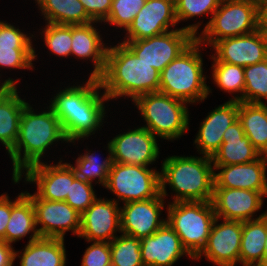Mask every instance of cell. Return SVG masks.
<instances>
[{
  "mask_svg": "<svg viewBox=\"0 0 267 266\" xmlns=\"http://www.w3.org/2000/svg\"><path fill=\"white\" fill-rule=\"evenodd\" d=\"M102 90L98 78L88 77L82 84L67 86L51 98L50 107L61 122L69 143L86 139L102 128L106 106L110 101Z\"/></svg>",
  "mask_w": 267,
  "mask_h": 266,
  "instance_id": "obj_1",
  "label": "cell"
},
{
  "mask_svg": "<svg viewBox=\"0 0 267 266\" xmlns=\"http://www.w3.org/2000/svg\"><path fill=\"white\" fill-rule=\"evenodd\" d=\"M98 80L109 100L128 97L133 102L141 95L159 92L160 72L119 41L108 46L105 68Z\"/></svg>",
  "mask_w": 267,
  "mask_h": 266,
  "instance_id": "obj_2",
  "label": "cell"
},
{
  "mask_svg": "<svg viewBox=\"0 0 267 266\" xmlns=\"http://www.w3.org/2000/svg\"><path fill=\"white\" fill-rule=\"evenodd\" d=\"M46 109L37 113L29 103L25 105L17 141L8 152L13 166L12 178L19 177L28 167L41 163L52 145L59 141L69 142L52 108L47 106Z\"/></svg>",
  "mask_w": 267,
  "mask_h": 266,
  "instance_id": "obj_3",
  "label": "cell"
},
{
  "mask_svg": "<svg viewBox=\"0 0 267 266\" xmlns=\"http://www.w3.org/2000/svg\"><path fill=\"white\" fill-rule=\"evenodd\" d=\"M160 172L161 195L168 196L166 186L176 193L173 202H210L214 191V166L208 156H168Z\"/></svg>",
  "mask_w": 267,
  "mask_h": 266,
  "instance_id": "obj_4",
  "label": "cell"
},
{
  "mask_svg": "<svg viewBox=\"0 0 267 266\" xmlns=\"http://www.w3.org/2000/svg\"><path fill=\"white\" fill-rule=\"evenodd\" d=\"M196 39L160 73L159 92L190 104L204 101L212 92L206 84L203 58Z\"/></svg>",
  "mask_w": 267,
  "mask_h": 266,
  "instance_id": "obj_5",
  "label": "cell"
},
{
  "mask_svg": "<svg viewBox=\"0 0 267 266\" xmlns=\"http://www.w3.org/2000/svg\"><path fill=\"white\" fill-rule=\"evenodd\" d=\"M169 203L166 207V222L180 237L182 246L195 259L205 248L212 225L217 218L213 203L212 201Z\"/></svg>",
  "mask_w": 267,
  "mask_h": 266,
  "instance_id": "obj_6",
  "label": "cell"
},
{
  "mask_svg": "<svg viewBox=\"0 0 267 266\" xmlns=\"http://www.w3.org/2000/svg\"><path fill=\"white\" fill-rule=\"evenodd\" d=\"M147 128L156 137L165 140L180 139L189 129L188 103L169 95L154 92L133 101Z\"/></svg>",
  "mask_w": 267,
  "mask_h": 266,
  "instance_id": "obj_7",
  "label": "cell"
},
{
  "mask_svg": "<svg viewBox=\"0 0 267 266\" xmlns=\"http://www.w3.org/2000/svg\"><path fill=\"white\" fill-rule=\"evenodd\" d=\"M258 6L250 2L222 0L196 39L212 47L217 41L253 33L259 29Z\"/></svg>",
  "mask_w": 267,
  "mask_h": 266,
  "instance_id": "obj_8",
  "label": "cell"
},
{
  "mask_svg": "<svg viewBox=\"0 0 267 266\" xmlns=\"http://www.w3.org/2000/svg\"><path fill=\"white\" fill-rule=\"evenodd\" d=\"M200 23L171 29L163 34L142 40H123L124 43L138 58L145 61L160 73L184 50H186L199 34Z\"/></svg>",
  "mask_w": 267,
  "mask_h": 266,
  "instance_id": "obj_9",
  "label": "cell"
},
{
  "mask_svg": "<svg viewBox=\"0 0 267 266\" xmlns=\"http://www.w3.org/2000/svg\"><path fill=\"white\" fill-rule=\"evenodd\" d=\"M105 188L117 196V203L152 199L161 194L160 171L113 162Z\"/></svg>",
  "mask_w": 267,
  "mask_h": 266,
  "instance_id": "obj_10",
  "label": "cell"
},
{
  "mask_svg": "<svg viewBox=\"0 0 267 266\" xmlns=\"http://www.w3.org/2000/svg\"><path fill=\"white\" fill-rule=\"evenodd\" d=\"M24 193L32 200L40 237L64 239L67 231L79 236L81 214L67 202L45 200L28 191Z\"/></svg>",
  "mask_w": 267,
  "mask_h": 266,
  "instance_id": "obj_11",
  "label": "cell"
},
{
  "mask_svg": "<svg viewBox=\"0 0 267 266\" xmlns=\"http://www.w3.org/2000/svg\"><path fill=\"white\" fill-rule=\"evenodd\" d=\"M55 164L47 162L37 163L28 167L19 177L12 178L14 184L20 183L22 176L24 182L36 184L35 194L42 199L51 201H65L70 194V182L76 178L73 169L68 162ZM26 172V173H25Z\"/></svg>",
  "mask_w": 267,
  "mask_h": 266,
  "instance_id": "obj_12",
  "label": "cell"
},
{
  "mask_svg": "<svg viewBox=\"0 0 267 266\" xmlns=\"http://www.w3.org/2000/svg\"><path fill=\"white\" fill-rule=\"evenodd\" d=\"M216 218L205 248L194 259L205 257L215 266H235L240 260L242 221Z\"/></svg>",
  "mask_w": 267,
  "mask_h": 266,
  "instance_id": "obj_13",
  "label": "cell"
},
{
  "mask_svg": "<svg viewBox=\"0 0 267 266\" xmlns=\"http://www.w3.org/2000/svg\"><path fill=\"white\" fill-rule=\"evenodd\" d=\"M109 143L113 162L120 164L148 167L160 153L156 136L143 126L118 134Z\"/></svg>",
  "mask_w": 267,
  "mask_h": 266,
  "instance_id": "obj_14",
  "label": "cell"
},
{
  "mask_svg": "<svg viewBox=\"0 0 267 266\" xmlns=\"http://www.w3.org/2000/svg\"><path fill=\"white\" fill-rule=\"evenodd\" d=\"M120 203L97 198L82 214L79 238L86 241L111 242L121 232Z\"/></svg>",
  "mask_w": 267,
  "mask_h": 266,
  "instance_id": "obj_15",
  "label": "cell"
},
{
  "mask_svg": "<svg viewBox=\"0 0 267 266\" xmlns=\"http://www.w3.org/2000/svg\"><path fill=\"white\" fill-rule=\"evenodd\" d=\"M164 197L124 203L120 207L121 233L141 240L152 235L166 223L160 219L164 207Z\"/></svg>",
  "mask_w": 267,
  "mask_h": 266,
  "instance_id": "obj_16",
  "label": "cell"
},
{
  "mask_svg": "<svg viewBox=\"0 0 267 266\" xmlns=\"http://www.w3.org/2000/svg\"><path fill=\"white\" fill-rule=\"evenodd\" d=\"M267 192L246 189L214 188L212 203L217 218L225 220L249 221L262 218L263 212L254 218L264 205Z\"/></svg>",
  "mask_w": 267,
  "mask_h": 266,
  "instance_id": "obj_17",
  "label": "cell"
},
{
  "mask_svg": "<svg viewBox=\"0 0 267 266\" xmlns=\"http://www.w3.org/2000/svg\"><path fill=\"white\" fill-rule=\"evenodd\" d=\"M176 24L175 0H146L126 30L124 40H142L160 35Z\"/></svg>",
  "mask_w": 267,
  "mask_h": 266,
  "instance_id": "obj_18",
  "label": "cell"
},
{
  "mask_svg": "<svg viewBox=\"0 0 267 266\" xmlns=\"http://www.w3.org/2000/svg\"><path fill=\"white\" fill-rule=\"evenodd\" d=\"M211 48L213 62H226L242 67L267 59L266 42L262 31L217 41Z\"/></svg>",
  "mask_w": 267,
  "mask_h": 266,
  "instance_id": "obj_19",
  "label": "cell"
},
{
  "mask_svg": "<svg viewBox=\"0 0 267 266\" xmlns=\"http://www.w3.org/2000/svg\"><path fill=\"white\" fill-rule=\"evenodd\" d=\"M213 166L214 188L267 192V156L261 155L255 161L245 164Z\"/></svg>",
  "mask_w": 267,
  "mask_h": 266,
  "instance_id": "obj_20",
  "label": "cell"
},
{
  "mask_svg": "<svg viewBox=\"0 0 267 266\" xmlns=\"http://www.w3.org/2000/svg\"><path fill=\"white\" fill-rule=\"evenodd\" d=\"M237 120L238 101L228 100L209 112L194 140L198 153L212 158L223 142V133Z\"/></svg>",
  "mask_w": 267,
  "mask_h": 266,
  "instance_id": "obj_21",
  "label": "cell"
},
{
  "mask_svg": "<svg viewBox=\"0 0 267 266\" xmlns=\"http://www.w3.org/2000/svg\"><path fill=\"white\" fill-rule=\"evenodd\" d=\"M140 250L143 266H173L184 255L193 260L167 222L140 240Z\"/></svg>",
  "mask_w": 267,
  "mask_h": 266,
  "instance_id": "obj_22",
  "label": "cell"
},
{
  "mask_svg": "<svg viewBox=\"0 0 267 266\" xmlns=\"http://www.w3.org/2000/svg\"><path fill=\"white\" fill-rule=\"evenodd\" d=\"M95 23L100 22L72 25L71 56L93 62L94 69L89 77L98 78L105 68L108 46L103 43Z\"/></svg>",
  "mask_w": 267,
  "mask_h": 266,
  "instance_id": "obj_23",
  "label": "cell"
},
{
  "mask_svg": "<svg viewBox=\"0 0 267 266\" xmlns=\"http://www.w3.org/2000/svg\"><path fill=\"white\" fill-rule=\"evenodd\" d=\"M223 142L213 155V165L245 164L258 159L261 154L255 149L237 120L223 133Z\"/></svg>",
  "mask_w": 267,
  "mask_h": 266,
  "instance_id": "obj_24",
  "label": "cell"
},
{
  "mask_svg": "<svg viewBox=\"0 0 267 266\" xmlns=\"http://www.w3.org/2000/svg\"><path fill=\"white\" fill-rule=\"evenodd\" d=\"M64 239L39 237L22 251L15 250V260L20 258V266H66Z\"/></svg>",
  "mask_w": 267,
  "mask_h": 266,
  "instance_id": "obj_25",
  "label": "cell"
},
{
  "mask_svg": "<svg viewBox=\"0 0 267 266\" xmlns=\"http://www.w3.org/2000/svg\"><path fill=\"white\" fill-rule=\"evenodd\" d=\"M29 234H31L28 237L29 243L40 237L32 200L21 192L14 200H11V215L5 231V242L12 244Z\"/></svg>",
  "mask_w": 267,
  "mask_h": 266,
  "instance_id": "obj_26",
  "label": "cell"
},
{
  "mask_svg": "<svg viewBox=\"0 0 267 266\" xmlns=\"http://www.w3.org/2000/svg\"><path fill=\"white\" fill-rule=\"evenodd\" d=\"M18 87H8L0 93V142L9 152L15 145L26 100L21 99Z\"/></svg>",
  "mask_w": 267,
  "mask_h": 266,
  "instance_id": "obj_27",
  "label": "cell"
},
{
  "mask_svg": "<svg viewBox=\"0 0 267 266\" xmlns=\"http://www.w3.org/2000/svg\"><path fill=\"white\" fill-rule=\"evenodd\" d=\"M267 237V210L262 218L243 221L239 263L242 266H264Z\"/></svg>",
  "mask_w": 267,
  "mask_h": 266,
  "instance_id": "obj_28",
  "label": "cell"
},
{
  "mask_svg": "<svg viewBox=\"0 0 267 266\" xmlns=\"http://www.w3.org/2000/svg\"><path fill=\"white\" fill-rule=\"evenodd\" d=\"M238 120L255 149L267 156V105L238 101Z\"/></svg>",
  "mask_w": 267,
  "mask_h": 266,
  "instance_id": "obj_29",
  "label": "cell"
},
{
  "mask_svg": "<svg viewBox=\"0 0 267 266\" xmlns=\"http://www.w3.org/2000/svg\"><path fill=\"white\" fill-rule=\"evenodd\" d=\"M46 23L82 25L93 22L79 0H36Z\"/></svg>",
  "mask_w": 267,
  "mask_h": 266,
  "instance_id": "obj_30",
  "label": "cell"
},
{
  "mask_svg": "<svg viewBox=\"0 0 267 266\" xmlns=\"http://www.w3.org/2000/svg\"><path fill=\"white\" fill-rule=\"evenodd\" d=\"M107 149L109 152L108 156L102 159V161H100L101 158L98 160L95 151L94 153L92 150L87 152L86 149L85 153H82L83 155H78L79 157L75 159V165L68 163L73 169L75 176L91 184L96 179L94 181L95 184L98 183L105 187L113 164L112 150L109 142L107 143Z\"/></svg>",
  "mask_w": 267,
  "mask_h": 266,
  "instance_id": "obj_31",
  "label": "cell"
},
{
  "mask_svg": "<svg viewBox=\"0 0 267 266\" xmlns=\"http://www.w3.org/2000/svg\"><path fill=\"white\" fill-rule=\"evenodd\" d=\"M212 79L217 88L228 93H235L229 100L243 102L245 87L244 67L226 62H213Z\"/></svg>",
  "mask_w": 267,
  "mask_h": 266,
  "instance_id": "obj_32",
  "label": "cell"
},
{
  "mask_svg": "<svg viewBox=\"0 0 267 266\" xmlns=\"http://www.w3.org/2000/svg\"><path fill=\"white\" fill-rule=\"evenodd\" d=\"M245 87L243 102L267 104V59L244 67Z\"/></svg>",
  "mask_w": 267,
  "mask_h": 266,
  "instance_id": "obj_33",
  "label": "cell"
},
{
  "mask_svg": "<svg viewBox=\"0 0 267 266\" xmlns=\"http://www.w3.org/2000/svg\"><path fill=\"white\" fill-rule=\"evenodd\" d=\"M120 234L110 242L111 266H143L140 240Z\"/></svg>",
  "mask_w": 267,
  "mask_h": 266,
  "instance_id": "obj_34",
  "label": "cell"
},
{
  "mask_svg": "<svg viewBox=\"0 0 267 266\" xmlns=\"http://www.w3.org/2000/svg\"><path fill=\"white\" fill-rule=\"evenodd\" d=\"M40 34L51 54L67 58L71 56L72 25L46 23Z\"/></svg>",
  "mask_w": 267,
  "mask_h": 266,
  "instance_id": "obj_35",
  "label": "cell"
},
{
  "mask_svg": "<svg viewBox=\"0 0 267 266\" xmlns=\"http://www.w3.org/2000/svg\"><path fill=\"white\" fill-rule=\"evenodd\" d=\"M146 0H112V7L104 23L126 31Z\"/></svg>",
  "mask_w": 267,
  "mask_h": 266,
  "instance_id": "obj_36",
  "label": "cell"
},
{
  "mask_svg": "<svg viewBox=\"0 0 267 266\" xmlns=\"http://www.w3.org/2000/svg\"><path fill=\"white\" fill-rule=\"evenodd\" d=\"M222 0H175L176 18L179 22L193 17L213 15Z\"/></svg>",
  "mask_w": 267,
  "mask_h": 266,
  "instance_id": "obj_37",
  "label": "cell"
},
{
  "mask_svg": "<svg viewBox=\"0 0 267 266\" xmlns=\"http://www.w3.org/2000/svg\"><path fill=\"white\" fill-rule=\"evenodd\" d=\"M38 55L34 48L0 47V69H29L33 70V61ZM1 77V74H0Z\"/></svg>",
  "mask_w": 267,
  "mask_h": 266,
  "instance_id": "obj_38",
  "label": "cell"
},
{
  "mask_svg": "<svg viewBox=\"0 0 267 266\" xmlns=\"http://www.w3.org/2000/svg\"><path fill=\"white\" fill-rule=\"evenodd\" d=\"M96 199L93 184L76 177L70 182V194L65 202L82 214Z\"/></svg>",
  "mask_w": 267,
  "mask_h": 266,
  "instance_id": "obj_39",
  "label": "cell"
},
{
  "mask_svg": "<svg viewBox=\"0 0 267 266\" xmlns=\"http://www.w3.org/2000/svg\"><path fill=\"white\" fill-rule=\"evenodd\" d=\"M30 36L14 25L0 20V47L34 48L31 39L34 35Z\"/></svg>",
  "mask_w": 267,
  "mask_h": 266,
  "instance_id": "obj_40",
  "label": "cell"
},
{
  "mask_svg": "<svg viewBox=\"0 0 267 266\" xmlns=\"http://www.w3.org/2000/svg\"><path fill=\"white\" fill-rule=\"evenodd\" d=\"M92 243L83 254L81 266H111L109 242L87 241Z\"/></svg>",
  "mask_w": 267,
  "mask_h": 266,
  "instance_id": "obj_41",
  "label": "cell"
},
{
  "mask_svg": "<svg viewBox=\"0 0 267 266\" xmlns=\"http://www.w3.org/2000/svg\"><path fill=\"white\" fill-rule=\"evenodd\" d=\"M87 15L96 22L102 23L109 15L112 0H79Z\"/></svg>",
  "mask_w": 267,
  "mask_h": 266,
  "instance_id": "obj_42",
  "label": "cell"
},
{
  "mask_svg": "<svg viewBox=\"0 0 267 266\" xmlns=\"http://www.w3.org/2000/svg\"><path fill=\"white\" fill-rule=\"evenodd\" d=\"M11 215V199L8 194L0 195V241L5 242V231Z\"/></svg>",
  "mask_w": 267,
  "mask_h": 266,
  "instance_id": "obj_43",
  "label": "cell"
},
{
  "mask_svg": "<svg viewBox=\"0 0 267 266\" xmlns=\"http://www.w3.org/2000/svg\"><path fill=\"white\" fill-rule=\"evenodd\" d=\"M15 249L11 244L0 241V266H13Z\"/></svg>",
  "mask_w": 267,
  "mask_h": 266,
  "instance_id": "obj_44",
  "label": "cell"
},
{
  "mask_svg": "<svg viewBox=\"0 0 267 266\" xmlns=\"http://www.w3.org/2000/svg\"><path fill=\"white\" fill-rule=\"evenodd\" d=\"M258 23L267 25V0H261L258 5Z\"/></svg>",
  "mask_w": 267,
  "mask_h": 266,
  "instance_id": "obj_45",
  "label": "cell"
},
{
  "mask_svg": "<svg viewBox=\"0 0 267 266\" xmlns=\"http://www.w3.org/2000/svg\"><path fill=\"white\" fill-rule=\"evenodd\" d=\"M18 81L19 79L14 80L12 78H8L4 80L2 83L0 82V93L5 91L8 87H17Z\"/></svg>",
  "mask_w": 267,
  "mask_h": 266,
  "instance_id": "obj_46",
  "label": "cell"
},
{
  "mask_svg": "<svg viewBox=\"0 0 267 266\" xmlns=\"http://www.w3.org/2000/svg\"><path fill=\"white\" fill-rule=\"evenodd\" d=\"M259 29L262 31V34L265 38V42H266V51H267V25H259Z\"/></svg>",
  "mask_w": 267,
  "mask_h": 266,
  "instance_id": "obj_47",
  "label": "cell"
},
{
  "mask_svg": "<svg viewBox=\"0 0 267 266\" xmlns=\"http://www.w3.org/2000/svg\"><path fill=\"white\" fill-rule=\"evenodd\" d=\"M230 1L250 2L258 6L261 0H230Z\"/></svg>",
  "mask_w": 267,
  "mask_h": 266,
  "instance_id": "obj_48",
  "label": "cell"
},
{
  "mask_svg": "<svg viewBox=\"0 0 267 266\" xmlns=\"http://www.w3.org/2000/svg\"><path fill=\"white\" fill-rule=\"evenodd\" d=\"M264 266H267V237H266L265 250H264Z\"/></svg>",
  "mask_w": 267,
  "mask_h": 266,
  "instance_id": "obj_49",
  "label": "cell"
}]
</instances>
